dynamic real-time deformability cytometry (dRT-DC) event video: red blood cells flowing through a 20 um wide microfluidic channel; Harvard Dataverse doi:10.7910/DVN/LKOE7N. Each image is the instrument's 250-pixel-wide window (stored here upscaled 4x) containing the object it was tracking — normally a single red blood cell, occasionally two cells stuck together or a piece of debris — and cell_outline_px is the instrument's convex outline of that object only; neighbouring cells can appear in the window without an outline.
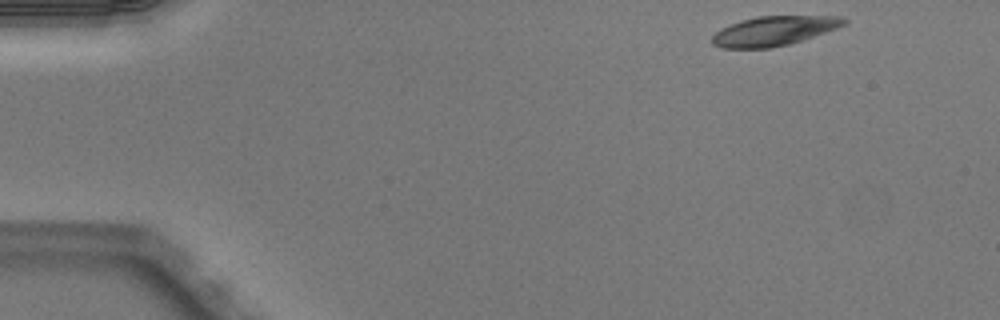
{"species": "Egyptian fruit bat (a non-hibernating species)", "species_latin": "Rousettus aegyptiacus", "temperature_condition": "warm", "stored_images_in_passage": 46, "camera_frame_rate_fps": 3000, "um_per_image_px": 0.085, "animal": {"sex": "male"}, "frame": {"image": 1, "passage_image": 1, "time_ms": 0.0, "image_size_px": [1000, 320], "cell_outline_px": [[848, 24], [792, 44], [772, 48], [720, 48], [712, 44], [712, 36], [716, 32], [740, 20], [756, 16], [844, 16], [848, 20]], "centroid_in_image_um": [65.83, 2.63], "position_along_channel_um": 19.2, "area_um2": 22.83}}
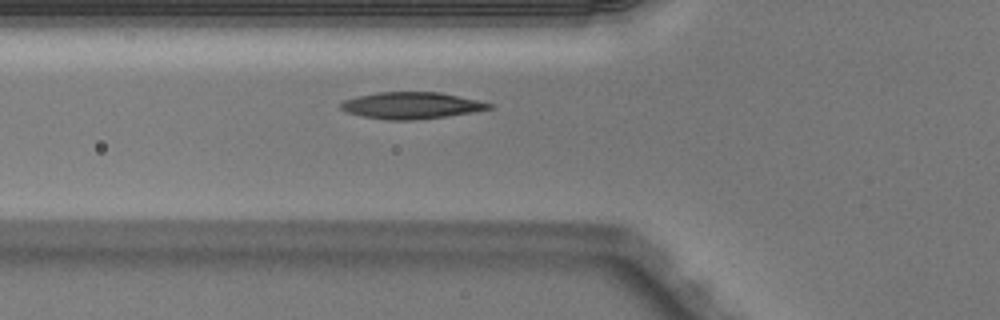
{"frame": {"image": 2, "passage_image": 14, "time_ms": 4.333, "image_size_px": [1000, 320], "cell_outline_px": [[496, 104], [492, 108], [472, 112], [448, 116], [412, 120], [388, 120], [364, 116], [348, 112], [340, 108], [340, 104], [344, 100], [356, 96], [380, 92], [440, 92]], "centroid_in_image_um": [35.0, 8.96], "position_along_channel_um": 90.8, "area_um2": 22.95}}
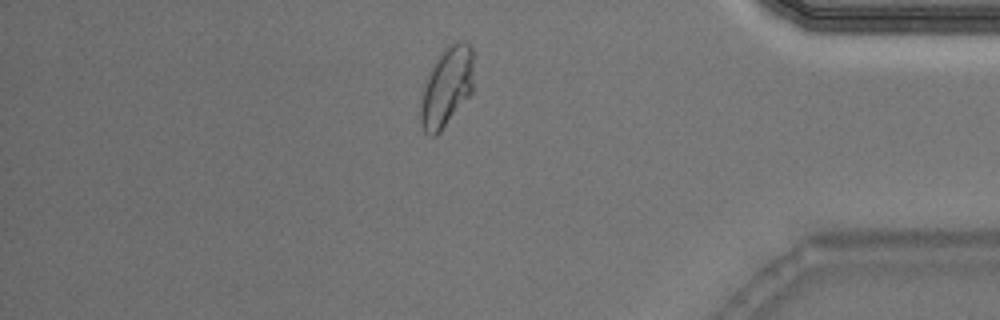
{"frame": {"image": 3, "passage_image": 39, "time_ms": 12.667, "image_size_px": [1000, 320], "cell_outline_px": [[472, 92], [440, 132], [436, 136], [428, 136], [424, 132], [420, 120], [420, 104], [428, 72], [436, 56], [448, 44], [456, 40], [468, 44], [472, 48]], "centroid_in_image_um": [37.94, 7.37], "position_along_channel_um": 397.3, "area_um2": 24.62}, "authors_computed_cell_mechanics": {"area_um2": 22.831, "velocity_mm_per_s": 4.0075, "shape_relaxation_time_tau1_ms": 4.0626, "shape_relaxation_time_tau2_ms": 1.5598, "deformation_change_tau1": 0.1654, "deformation_change_tau2": 0.0566}}